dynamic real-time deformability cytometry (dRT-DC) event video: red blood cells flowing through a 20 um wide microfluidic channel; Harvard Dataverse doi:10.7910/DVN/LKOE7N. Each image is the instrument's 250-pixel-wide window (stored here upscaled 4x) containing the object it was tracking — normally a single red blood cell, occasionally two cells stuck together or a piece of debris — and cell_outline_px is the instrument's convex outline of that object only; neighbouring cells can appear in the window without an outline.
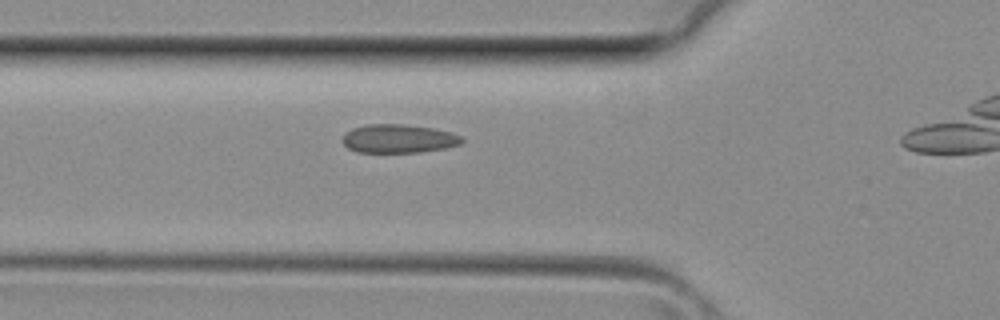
{"species": "common noctule bat (a hibernating species)", "species_latin": "Nyctalus noctula", "temperature_condition": "room temperature", "stored_images_in_passage": 15, "camera_frame_rate_fps": 3000, "um_per_image_px": 0.085, "animal": {"sex": "female", "body_mass_g": 29.2, "forearm_length_mm": 56.3}, "frame": {"image": 1, "passage_image": 9, "time_ms": 2.667, "image_size_px": [1000, 320], "cell_outline_px": [[464, 140], [460, 144], [444, 148], [420, 152], [356, 152], [348, 148], [344, 144], [344, 136], [352, 128], [368, 124], [404, 124], [432, 128], [452, 132], [460, 136]], "centroid_in_image_um": [33.89, 11.78], "position_along_channel_um": 91.9, "area_um2": 19.71}}
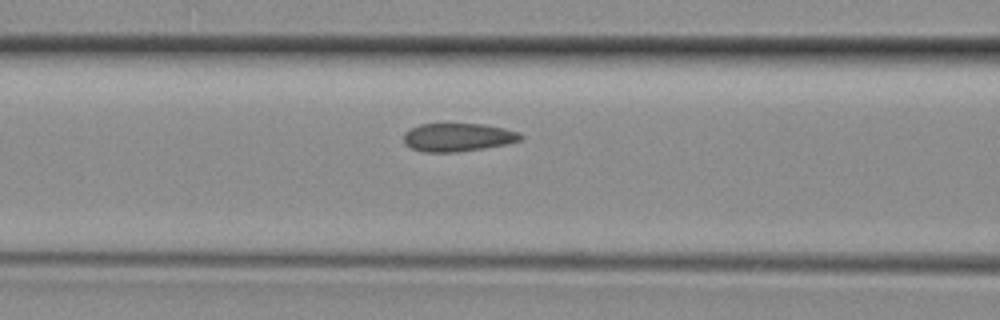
{"frame": {"image": 2, "passage_image": 11, "time_ms": 3.333, "image_size_px": [1000, 320], "cell_outline_px": [[524, 140], [484, 148], [456, 152], [424, 152], [412, 148], [404, 144], [404, 132], [420, 124], [484, 124], [504, 128], [520, 132], [524, 136]], "centroid_in_image_um": [38.95, 11.67], "position_along_channel_um": 127.7, "area_um2": 19.31}}
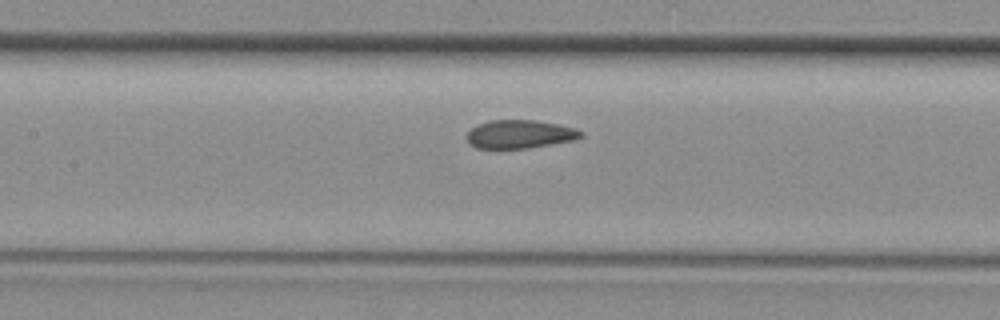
{"frame": {"image": 3, "passage_image": 13, "time_ms": 4.0, "image_size_px": [1000, 320], "cell_outline_px": [[584, 136], [572, 140], [524, 148], [476, 148], [468, 144], [464, 136], [472, 128], [480, 124], [492, 120], [536, 120], [576, 128], [584, 132]], "centroid_in_image_um": [44.15, 11.4], "position_along_channel_um": 163.3, "area_um2": 18.73}}